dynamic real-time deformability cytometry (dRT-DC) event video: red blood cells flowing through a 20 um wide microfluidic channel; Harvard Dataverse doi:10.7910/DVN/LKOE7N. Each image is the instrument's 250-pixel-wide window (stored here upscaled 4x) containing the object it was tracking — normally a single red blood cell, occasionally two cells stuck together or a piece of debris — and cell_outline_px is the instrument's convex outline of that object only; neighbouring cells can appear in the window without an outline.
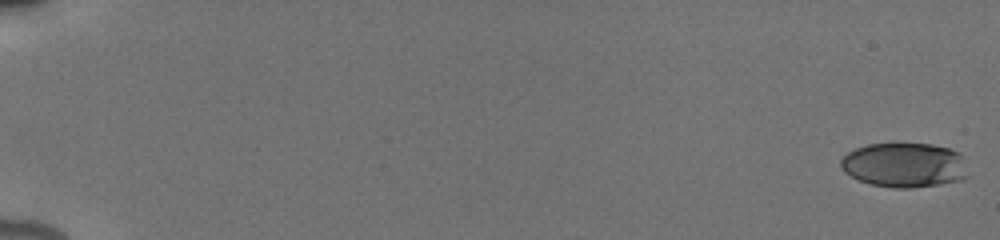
{"species": "human", "species_latin": "Homo sapiens", "temperature_condition": "cold", "stored_images_in_passage": 57, "camera_frame_rate_fps": 3000, "um_per_image_px": 0.085, "donor": {"sex": "male"}, "frame": {"image": 1, "passage_image": 1, "time_ms": 0.0, "image_size_px": [1000, 240], "cell_outline_px": [[968, 176], [960, 180], [940, 184], [912, 188], [892, 188], [868, 184], [844, 172], [840, 168], [840, 160], [848, 152], [856, 148], [868, 144], [892, 140], [932, 144], [948, 148], [960, 152]], "centroid_in_image_um": [76.84, 13.98], "position_along_channel_um": 8.2, "area_um2": 34.04}}
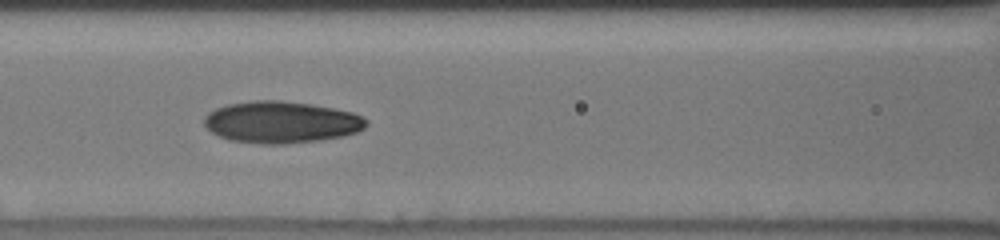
{"frame": {"image": 2, "passage_image": 28, "time_ms": 8.667, "image_size_px": [1000, 240], "cell_outline_px": [[368, 124], [364, 128], [356, 132], [344, 136], [320, 140], [284, 144], [260, 144], [228, 140], [212, 132], [204, 124], [204, 116], [208, 112], [216, 108], [228, 104], [256, 100], [280, 100], [312, 104], [352, 112], [368, 120]], "centroid_in_image_um": [23.9, 10.39], "position_along_channel_um": 142.7, "area_um2": 39.54}}
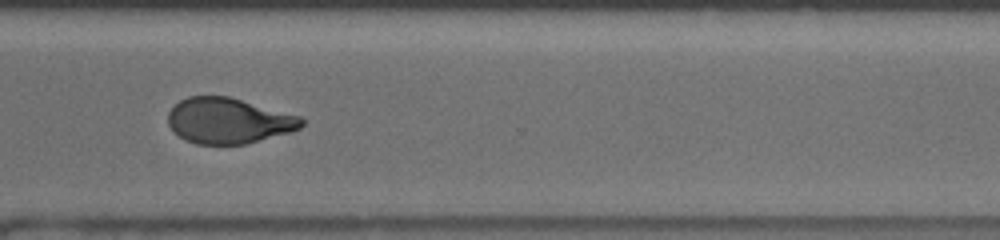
{"frame": {"image": 3, "passage_image": 44, "time_ms": 14.0, "image_size_px": [1000, 240], "cell_outline_px": [[304, 124], [300, 128], [288, 132], [244, 144], [196, 144], [184, 140], [168, 124], [168, 112], [180, 100], [188, 96], [228, 96], [300, 116], [304, 120]], "centroid_in_image_um": [19.4, 10.26], "position_along_channel_um": 351.2, "area_um2": 35.14}, "authors_computed_cell_mechanics": {"area_um2": 36.125, "velocity_mm_per_s": 3.9162, "shape_relaxation_time_tau1_ms": 3.8912, "shape_relaxation_time_tau2_ms": 1.9459, "deformation_change_tau1": 0.159, "deformation_change_tau2": 0.0818}}